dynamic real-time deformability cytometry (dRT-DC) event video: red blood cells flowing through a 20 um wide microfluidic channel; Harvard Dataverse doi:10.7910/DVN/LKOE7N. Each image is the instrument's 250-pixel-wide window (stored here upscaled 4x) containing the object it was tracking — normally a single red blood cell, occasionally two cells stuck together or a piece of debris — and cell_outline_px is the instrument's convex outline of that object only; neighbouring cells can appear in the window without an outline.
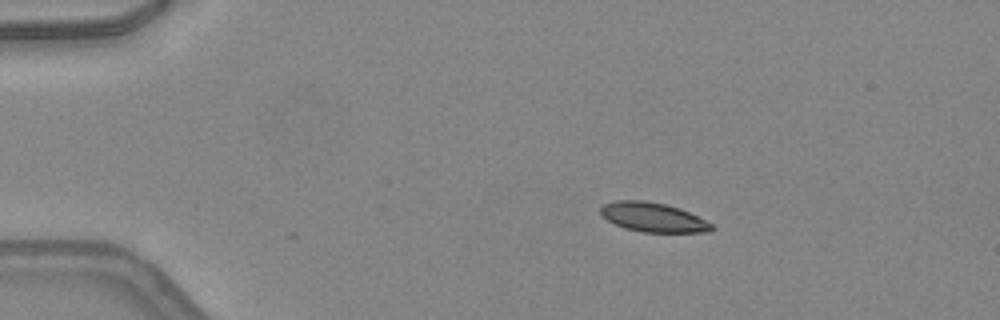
{"species": "common noctule bat (a hibernating species)", "species_latin": "Nyctalus noctula", "temperature_condition": "warm", "stored_images_in_passage": 49, "camera_frame_rate_fps": 3000, "um_per_image_px": 0.085, "animal": {"sex": "female", "body_mass_g": 24.6, "forearm_length_mm": 56.2}, "frame": {"image": 1, "passage_image": 9, "time_ms": 2.667, "image_size_px": [1000, 320], "cell_outline_px": [[712, 232], [644, 232], [624, 228], [608, 220], [600, 212], [600, 208], [604, 204], [616, 200], [644, 200], [664, 204], [680, 208], [712, 224]], "centroid_in_image_um": [55.5, 18.46], "position_along_channel_um": 29.5, "area_um2": 18.73}}
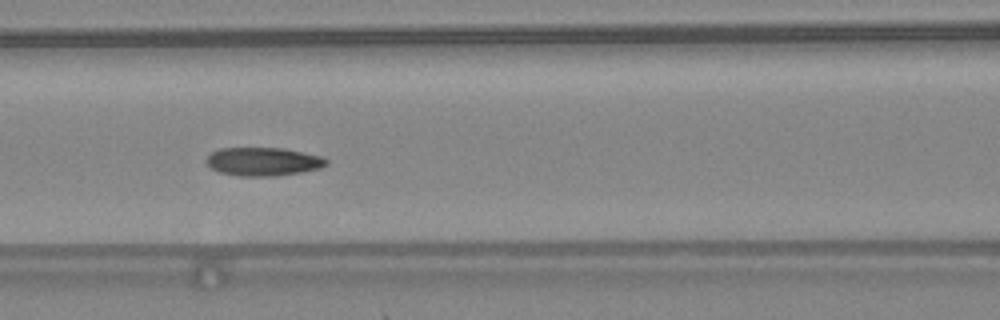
{"frame": {"image": 2, "passage_image": 22, "time_ms": 7.0, "image_size_px": [1000, 320], "cell_outline_px": [[328, 164], [320, 168], [300, 172], [276, 176], [240, 176], [220, 172], [212, 168], [204, 160], [212, 152], [220, 148], [284, 148], [324, 156], [328, 160]], "centroid_in_image_um": [22.4, 13.73], "position_along_channel_um": 144.2, "area_um2": 19.94}}
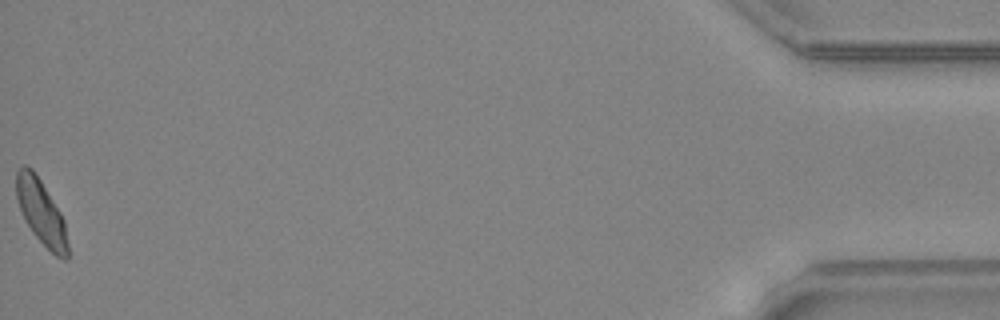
{"frame": {"image": 3, "passage_image": 49, "time_ms": 16.0, "image_size_px": [1000, 320], "cell_outline_px": [[68, 260], [64, 260], [56, 256], [32, 232], [20, 208], [16, 196], [16, 172], [24, 164], [32, 168], [40, 180], [60, 212], [64, 220], [68, 244]], "centroid_in_image_um": [3.51, 18.03], "position_along_channel_um": 431.7, "area_um2": 19.02}, "authors_computed_cell_mechanics": {"area_um2": 19.363, "velocity_mm_per_s": 4.275, "shape_relaxation_time_tau1_ms": 3.4386, "shape_relaxation_time_tau2_ms": 2.5556, "deformation_change_tau1": 0.1396, "deformation_change_tau2": 0.0831}}